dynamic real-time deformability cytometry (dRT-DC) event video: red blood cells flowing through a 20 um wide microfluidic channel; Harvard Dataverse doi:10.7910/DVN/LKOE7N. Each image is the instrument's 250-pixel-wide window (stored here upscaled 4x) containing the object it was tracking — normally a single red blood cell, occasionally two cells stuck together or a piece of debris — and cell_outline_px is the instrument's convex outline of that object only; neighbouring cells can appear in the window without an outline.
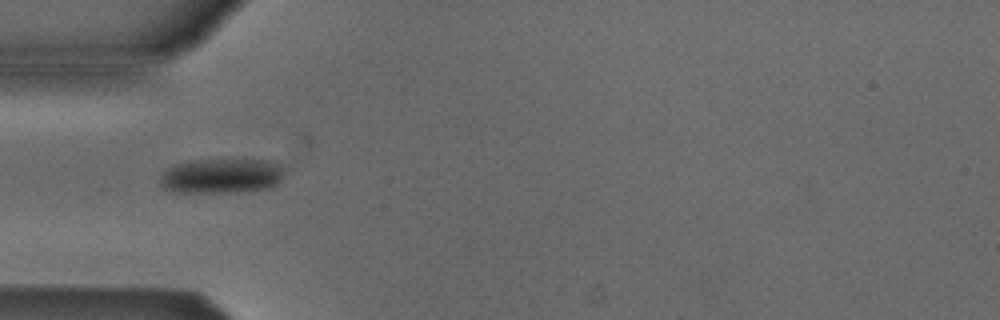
{"species": "Egyptian fruit bat (a non-hibernating species)", "species_latin": "Rousettus aegyptiacus", "temperature_condition": "cold", "stored_images_in_passage": 5, "camera_frame_rate_fps": 3000, "um_per_image_px": 0.085, "animal": {"sex": "male"}, "frame": {"image": 1, "passage_image": 4, "time_ms": 3.333, "image_size_px": [1000, 320], "cell_outline_px": [[284, 168], [280, 180], [272, 188], [232, 192], [172, 192], [164, 188], [160, 184], [160, 180], [164, 172], [172, 164], [188, 160], [268, 160], [280, 164]], "centroid_in_image_um": [18.81, 14.95], "position_along_channel_um": 66.2, "area_um2": 25.32}}